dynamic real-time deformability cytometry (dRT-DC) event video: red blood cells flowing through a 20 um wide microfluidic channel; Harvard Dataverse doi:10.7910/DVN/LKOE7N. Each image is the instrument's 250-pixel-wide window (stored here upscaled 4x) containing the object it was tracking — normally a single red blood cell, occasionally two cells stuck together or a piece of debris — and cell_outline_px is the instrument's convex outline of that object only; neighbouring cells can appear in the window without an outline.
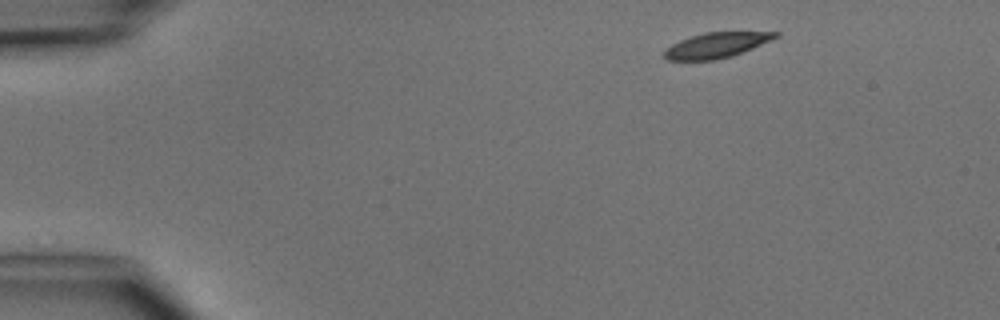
{"species": "common noctule bat (a hibernating species)", "species_latin": "Nyctalus noctula", "temperature_condition": "cold", "stored_images_in_passage": 3, "camera_frame_rate_fps": 3000, "um_per_image_px": 0.085, "animal": {"sex": "male", "body_mass_g": 15.6}, "frame": {"image": 1, "passage_image": 1, "time_ms": 0.0, "image_size_px": [1000, 320], "cell_outline_px": [[780, 36], [772, 40], [732, 56], [716, 60], [664, 60], [664, 52], [672, 44], [680, 40], [704, 32], [780, 32]], "centroid_in_image_um": [60.91, 3.84], "position_along_channel_um": 24.1, "area_um2": 16.3}}